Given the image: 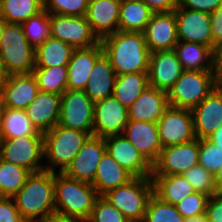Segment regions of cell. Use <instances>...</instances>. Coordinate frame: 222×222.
Returning <instances> with one entry per match:
<instances>
[{
    "label": "cell",
    "mask_w": 222,
    "mask_h": 222,
    "mask_svg": "<svg viewBox=\"0 0 222 222\" xmlns=\"http://www.w3.org/2000/svg\"><path fill=\"white\" fill-rule=\"evenodd\" d=\"M117 75L148 72L150 51L142 32L117 31L100 40Z\"/></svg>",
    "instance_id": "obj_1"
},
{
    "label": "cell",
    "mask_w": 222,
    "mask_h": 222,
    "mask_svg": "<svg viewBox=\"0 0 222 222\" xmlns=\"http://www.w3.org/2000/svg\"><path fill=\"white\" fill-rule=\"evenodd\" d=\"M13 199L25 222H44L55 215L54 172L31 173Z\"/></svg>",
    "instance_id": "obj_2"
},
{
    "label": "cell",
    "mask_w": 222,
    "mask_h": 222,
    "mask_svg": "<svg viewBox=\"0 0 222 222\" xmlns=\"http://www.w3.org/2000/svg\"><path fill=\"white\" fill-rule=\"evenodd\" d=\"M55 214L87 221L99 197L92 184L54 172Z\"/></svg>",
    "instance_id": "obj_3"
},
{
    "label": "cell",
    "mask_w": 222,
    "mask_h": 222,
    "mask_svg": "<svg viewBox=\"0 0 222 222\" xmlns=\"http://www.w3.org/2000/svg\"><path fill=\"white\" fill-rule=\"evenodd\" d=\"M0 65L6 76L30 74L35 68V49L21 24L6 22L0 40Z\"/></svg>",
    "instance_id": "obj_4"
},
{
    "label": "cell",
    "mask_w": 222,
    "mask_h": 222,
    "mask_svg": "<svg viewBox=\"0 0 222 222\" xmlns=\"http://www.w3.org/2000/svg\"><path fill=\"white\" fill-rule=\"evenodd\" d=\"M91 135L88 132L56 125L50 131L43 133L44 156L50 160V166L45 170L55 172L54 166L60 167L62 173ZM53 167H52V166Z\"/></svg>",
    "instance_id": "obj_5"
},
{
    "label": "cell",
    "mask_w": 222,
    "mask_h": 222,
    "mask_svg": "<svg viewBox=\"0 0 222 222\" xmlns=\"http://www.w3.org/2000/svg\"><path fill=\"white\" fill-rule=\"evenodd\" d=\"M152 194L151 177H134L126 185L108 191L103 197L130 222H143L146 205Z\"/></svg>",
    "instance_id": "obj_6"
},
{
    "label": "cell",
    "mask_w": 222,
    "mask_h": 222,
    "mask_svg": "<svg viewBox=\"0 0 222 222\" xmlns=\"http://www.w3.org/2000/svg\"><path fill=\"white\" fill-rule=\"evenodd\" d=\"M217 85L213 71H184L167 92L169 106L192 109Z\"/></svg>",
    "instance_id": "obj_7"
},
{
    "label": "cell",
    "mask_w": 222,
    "mask_h": 222,
    "mask_svg": "<svg viewBox=\"0 0 222 222\" xmlns=\"http://www.w3.org/2000/svg\"><path fill=\"white\" fill-rule=\"evenodd\" d=\"M44 156L43 135H26L12 139H0V159L22 166L31 173L45 170L39 164Z\"/></svg>",
    "instance_id": "obj_8"
},
{
    "label": "cell",
    "mask_w": 222,
    "mask_h": 222,
    "mask_svg": "<svg viewBox=\"0 0 222 222\" xmlns=\"http://www.w3.org/2000/svg\"><path fill=\"white\" fill-rule=\"evenodd\" d=\"M94 107L84 90H66L61 95L58 125L93 135Z\"/></svg>",
    "instance_id": "obj_9"
},
{
    "label": "cell",
    "mask_w": 222,
    "mask_h": 222,
    "mask_svg": "<svg viewBox=\"0 0 222 222\" xmlns=\"http://www.w3.org/2000/svg\"><path fill=\"white\" fill-rule=\"evenodd\" d=\"M51 36L74 49L88 48L100 43L85 16L50 14Z\"/></svg>",
    "instance_id": "obj_10"
},
{
    "label": "cell",
    "mask_w": 222,
    "mask_h": 222,
    "mask_svg": "<svg viewBox=\"0 0 222 222\" xmlns=\"http://www.w3.org/2000/svg\"><path fill=\"white\" fill-rule=\"evenodd\" d=\"M162 148L196 139L191 109L169 106L157 122Z\"/></svg>",
    "instance_id": "obj_11"
},
{
    "label": "cell",
    "mask_w": 222,
    "mask_h": 222,
    "mask_svg": "<svg viewBox=\"0 0 222 222\" xmlns=\"http://www.w3.org/2000/svg\"><path fill=\"white\" fill-rule=\"evenodd\" d=\"M199 139L161 149L152 175H179L198 164Z\"/></svg>",
    "instance_id": "obj_12"
},
{
    "label": "cell",
    "mask_w": 222,
    "mask_h": 222,
    "mask_svg": "<svg viewBox=\"0 0 222 222\" xmlns=\"http://www.w3.org/2000/svg\"><path fill=\"white\" fill-rule=\"evenodd\" d=\"M105 152L104 138L92 135L62 173L69 178L93 184L98 163Z\"/></svg>",
    "instance_id": "obj_13"
},
{
    "label": "cell",
    "mask_w": 222,
    "mask_h": 222,
    "mask_svg": "<svg viewBox=\"0 0 222 222\" xmlns=\"http://www.w3.org/2000/svg\"><path fill=\"white\" fill-rule=\"evenodd\" d=\"M178 41L194 42L213 49L210 14L177 5L174 10Z\"/></svg>",
    "instance_id": "obj_14"
},
{
    "label": "cell",
    "mask_w": 222,
    "mask_h": 222,
    "mask_svg": "<svg viewBox=\"0 0 222 222\" xmlns=\"http://www.w3.org/2000/svg\"><path fill=\"white\" fill-rule=\"evenodd\" d=\"M106 151L133 177H151L152 165L124 135L104 137Z\"/></svg>",
    "instance_id": "obj_15"
},
{
    "label": "cell",
    "mask_w": 222,
    "mask_h": 222,
    "mask_svg": "<svg viewBox=\"0 0 222 222\" xmlns=\"http://www.w3.org/2000/svg\"><path fill=\"white\" fill-rule=\"evenodd\" d=\"M128 123V109L113 95L95 103L93 135L107 137L122 134Z\"/></svg>",
    "instance_id": "obj_16"
},
{
    "label": "cell",
    "mask_w": 222,
    "mask_h": 222,
    "mask_svg": "<svg viewBox=\"0 0 222 222\" xmlns=\"http://www.w3.org/2000/svg\"><path fill=\"white\" fill-rule=\"evenodd\" d=\"M191 112L195 137L207 139L222 125V85H217Z\"/></svg>",
    "instance_id": "obj_17"
},
{
    "label": "cell",
    "mask_w": 222,
    "mask_h": 222,
    "mask_svg": "<svg viewBox=\"0 0 222 222\" xmlns=\"http://www.w3.org/2000/svg\"><path fill=\"white\" fill-rule=\"evenodd\" d=\"M143 33L151 53L174 50L178 43L174 11L153 13Z\"/></svg>",
    "instance_id": "obj_18"
},
{
    "label": "cell",
    "mask_w": 222,
    "mask_h": 222,
    "mask_svg": "<svg viewBox=\"0 0 222 222\" xmlns=\"http://www.w3.org/2000/svg\"><path fill=\"white\" fill-rule=\"evenodd\" d=\"M183 72L182 64L174 50L150 53L149 86L168 92Z\"/></svg>",
    "instance_id": "obj_19"
},
{
    "label": "cell",
    "mask_w": 222,
    "mask_h": 222,
    "mask_svg": "<svg viewBox=\"0 0 222 222\" xmlns=\"http://www.w3.org/2000/svg\"><path fill=\"white\" fill-rule=\"evenodd\" d=\"M122 134L151 165L158 160L162 145L157 123L128 120Z\"/></svg>",
    "instance_id": "obj_20"
},
{
    "label": "cell",
    "mask_w": 222,
    "mask_h": 222,
    "mask_svg": "<svg viewBox=\"0 0 222 222\" xmlns=\"http://www.w3.org/2000/svg\"><path fill=\"white\" fill-rule=\"evenodd\" d=\"M121 0H89L86 19L99 40L119 30Z\"/></svg>",
    "instance_id": "obj_21"
},
{
    "label": "cell",
    "mask_w": 222,
    "mask_h": 222,
    "mask_svg": "<svg viewBox=\"0 0 222 222\" xmlns=\"http://www.w3.org/2000/svg\"><path fill=\"white\" fill-rule=\"evenodd\" d=\"M61 95L39 91L25 111L38 132L50 131L59 123Z\"/></svg>",
    "instance_id": "obj_22"
},
{
    "label": "cell",
    "mask_w": 222,
    "mask_h": 222,
    "mask_svg": "<svg viewBox=\"0 0 222 222\" xmlns=\"http://www.w3.org/2000/svg\"><path fill=\"white\" fill-rule=\"evenodd\" d=\"M33 73L6 76L3 85V98L6 108L25 110L39 92Z\"/></svg>",
    "instance_id": "obj_23"
},
{
    "label": "cell",
    "mask_w": 222,
    "mask_h": 222,
    "mask_svg": "<svg viewBox=\"0 0 222 222\" xmlns=\"http://www.w3.org/2000/svg\"><path fill=\"white\" fill-rule=\"evenodd\" d=\"M101 43L75 49L67 65V90H84L96 60L103 54Z\"/></svg>",
    "instance_id": "obj_24"
},
{
    "label": "cell",
    "mask_w": 222,
    "mask_h": 222,
    "mask_svg": "<svg viewBox=\"0 0 222 222\" xmlns=\"http://www.w3.org/2000/svg\"><path fill=\"white\" fill-rule=\"evenodd\" d=\"M168 107L167 92L149 86L128 108V120L157 123Z\"/></svg>",
    "instance_id": "obj_25"
},
{
    "label": "cell",
    "mask_w": 222,
    "mask_h": 222,
    "mask_svg": "<svg viewBox=\"0 0 222 222\" xmlns=\"http://www.w3.org/2000/svg\"><path fill=\"white\" fill-rule=\"evenodd\" d=\"M117 74L110 60L103 53L95 62L89 75L85 94L93 103L104 100L113 95Z\"/></svg>",
    "instance_id": "obj_26"
},
{
    "label": "cell",
    "mask_w": 222,
    "mask_h": 222,
    "mask_svg": "<svg viewBox=\"0 0 222 222\" xmlns=\"http://www.w3.org/2000/svg\"><path fill=\"white\" fill-rule=\"evenodd\" d=\"M134 177L121 167L106 151L98 163L92 186L99 196L108 191L126 185Z\"/></svg>",
    "instance_id": "obj_27"
},
{
    "label": "cell",
    "mask_w": 222,
    "mask_h": 222,
    "mask_svg": "<svg viewBox=\"0 0 222 222\" xmlns=\"http://www.w3.org/2000/svg\"><path fill=\"white\" fill-rule=\"evenodd\" d=\"M174 51L184 71H212L213 69V49L209 46L178 41Z\"/></svg>",
    "instance_id": "obj_28"
},
{
    "label": "cell",
    "mask_w": 222,
    "mask_h": 222,
    "mask_svg": "<svg viewBox=\"0 0 222 222\" xmlns=\"http://www.w3.org/2000/svg\"><path fill=\"white\" fill-rule=\"evenodd\" d=\"M151 178L153 181V193L162 201L173 205L196 192L182 174L152 175Z\"/></svg>",
    "instance_id": "obj_29"
},
{
    "label": "cell",
    "mask_w": 222,
    "mask_h": 222,
    "mask_svg": "<svg viewBox=\"0 0 222 222\" xmlns=\"http://www.w3.org/2000/svg\"><path fill=\"white\" fill-rule=\"evenodd\" d=\"M153 13L141 0H121L119 31L143 33Z\"/></svg>",
    "instance_id": "obj_30"
},
{
    "label": "cell",
    "mask_w": 222,
    "mask_h": 222,
    "mask_svg": "<svg viewBox=\"0 0 222 222\" xmlns=\"http://www.w3.org/2000/svg\"><path fill=\"white\" fill-rule=\"evenodd\" d=\"M75 49L50 36L35 49V67L67 66Z\"/></svg>",
    "instance_id": "obj_31"
},
{
    "label": "cell",
    "mask_w": 222,
    "mask_h": 222,
    "mask_svg": "<svg viewBox=\"0 0 222 222\" xmlns=\"http://www.w3.org/2000/svg\"><path fill=\"white\" fill-rule=\"evenodd\" d=\"M147 87L148 72L117 75L113 96L128 109Z\"/></svg>",
    "instance_id": "obj_32"
},
{
    "label": "cell",
    "mask_w": 222,
    "mask_h": 222,
    "mask_svg": "<svg viewBox=\"0 0 222 222\" xmlns=\"http://www.w3.org/2000/svg\"><path fill=\"white\" fill-rule=\"evenodd\" d=\"M43 135L32 125L25 110L6 108L0 126V139Z\"/></svg>",
    "instance_id": "obj_33"
},
{
    "label": "cell",
    "mask_w": 222,
    "mask_h": 222,
    "mask_svg": "<svg viewBox=\"0 0 222 222\" xmlns=\"http://www.w3.org/2000/svg\"><path fill=\"white\" fill-rule=\"evenodd\" d=\"M43 10V0H0V16L9 23L22 24Z\"/></svg>",
    "instance_id": "obj_34"
},
{
    "label": "cell",
    "mask_w": 222,
    "mask_h": 222,
    "mask_svg": "<svg viewBox=\"0 0 222 222\" xmlns=\"http://www.w3.org/2000/svg\"><path fill=\"white\" fill-rule=\"evenodd\" d=\"M30 174L26 168L0 159V197L13 198Z\"/></svg>",
    "instance_id": "obj_35"
},
{
    "label": "cell",
    "mask_w": 222,
    "mask_h": 222,
    "mask_svg": "<svg viewBox=\"0 0 222 222\" xmlns=\"http://www.w3.org/2000/svg\"><path fill=\"white\" fill-rule=\"evenodd\" d=\"M33 74L40 91L62 95L67 90V66L35 67Z\"/></svg>",
    "instance_id": "obj_36"
},
{
    "label": "cell",
    "mask_w": 222,
    "mask_h": 222,
    "mask_svg": "<svg viewBox=\"0 0 222 222\" xmlns=\"http://www.w3.org/2000/svg\"><path fill=\"white\" fill-rule=\"evenodd\" d=\"M21 25L26 39L34 49L42 45L51 36L50 14L46 10L30 17Z\"/></svg>",
    "instance_id": "obj_37"
},
{
    "label": "cell",
    "mask_w": 222,
    "mask_h": 222,
    "mask_svg": "<svg viewBox=\"0 0 222 222\" xmlns=\"http://www.w3.org/2000/svg\"><path fill=\"white\" fill-rule=\"evenodd\" d=\"M143 222H185L176 206L162 201L154 193L149 197Z\"/></svg>",
    "instance_id": "obj_38"
},
{
    "label": "cell",
    "mask_w": 222,
    "mask_h": 222,
    "mask_svg": "<svg viewBox=\"0 0 222 222\" xmlns=\"http://www.w3.org/2000/svg\"><path fill=\"white\" fill-rule=\"evenodd\" d=\"M182 175L196 192L204 193L209 196L217 193L214 183V175L200 164L192 166Z\"/></svg>",
    "instance_id": "obj_39"
},
{
    "label": "cell",
    "mask_w": 222,
    "mask_h": 222,
    "mask_svg": "<svg viewBox=\"0 0 222 222\" xmlns=\"http://www.w3.org/2000/svg\"><path fill=\"white\" fill-rule=\"evenodd\" d=\"M89 0H43L49 14L86 16Z\"/></svg>",
    "instance_id": "obj_40"
},
{
    "label": "cell",
    "mask_w": 222,
    "mask_h": 222,
    "mask_svg": "<svg viewBox=\"0 0 222 222\" xmlns=\"http://www.w3.org/2000/svg\"><path fill=\"white\" fill-rule=\"evenodd\" d=\"M198 164L214 175L222 166V148L208 139L199 140Z\"/></svg>",
    "instance_id": "obj_41"
},
{
    "label": "cell",
    "mask_w": 222,
    "mask_h": 222,
    "mask_svg": "<svg viewBox=\"0 0 222 222\" xmlns=\"http://www.w3.org/2000/svg\"><path fill=\"white\" fill-rule=\"evenodd\" d=\"M86 222H130L103 196L95 201L91 215Z\"/></svg>",
    "instance_id": "obj_42"
},
{
    "label": "cell",
    "mask_w": 222,
    "mask_h": 222,
    "mask_svg": "<svg viewBox=\"0 0 222 222\" xmlns=\"http://www.w3.org/2000/svg\"><path fill=\"white\" fill-rule=\"evenodd\" d=\"M210 196L194 192L175 204L177 211L184 219L205 214Z\"/></svg>",
    "instance_id": "obj_43"
},
{
    "label": "cell",
    "mask_w": 222,
    "mask_h": 222,
    "mask_svg": "<svg viewBox=\"0 0 222 222\" xmlns=\"http://www.w3.org/2000/svg\"><path fill=\"white\" fill-rule=\"evenodd\" d=\"M177 5L188 10L210 14L222 6V0H177Z\"/></svg>",
    "instance_id": "obj_44"
},
{
    "label": "cell",
    "mask_w": 222,
    "mask_h": 222,
    "mask_svg": "<svg viewBox=\"0 0 222 222\" xmlns=\"http://www.w3.org/2000/svg\"><path fill=\"white\" fill-rule=\"evenodd\" d=\"M0 222H25L13 198L0 197Z\"/></svg>",
    "instance_id": "obj_45"
},
{
    "label": "cell",
    "mask_w": 222,
    "mask_h": 222,
    "mask_svg": "<svg viewBox=\"0 0 222 222\" xmlns=\"http://www.w3.org/2000/svg\"><path fill=\"white\" fill-rule=\"evenodd\" d=\"M205 214L208 222H222V193L210 196Z\"/></svg>",
    "instance_id": "obj_46"
},
{
    "label": "cell",
    "mask_w": 222,
    "mask_h": 222,
    "mask_svg": "<svg viewBox=\"0 0 222 222\" xmlns=\"http://www.w3.org/2000/svg\"><path fill=\"white\" fill-rule=\"evenodd\" d=\"M210 24L214 49L215 46L222 43V6L210 13Z\"/></svg>",
    "instance_id": "obj_47"
},
{
    "label": "cell",
    "mask_w": 222,
    "mask_h": 222,
    "mask_svg": "<svg viewBox=\"0 0 222 222\" xmlns=\"http://www.w3.org/2000/svg\"><path fill=\"white\" fill-rule=\"evenodd\" d=\"M154 13L172 12L177 8V0H141Z\"/></svg>",
    "instance_id": "obj_48"
},
{
    "label": "cell",
    "mask_w": 222,
    "mask_h": 222,
    "mask_svg": "<svg viewBox=\"0 0 222 222\" xmlns=\"http://www.w3.org/2000/svg\"><path fill=\"white\" fill-rule=\"evenodd\" d=\"M215 79L218 85H222V43L213 49V69Z\"/></svg>",
    "instance_id": "obj_49"
},
{
    "label": "cell",
    "mask_w": 222,
    "mask_h": 222,
    "mask_svg": "<svg viewBox=\"0 0 222 222\" xmlns=\"http://www.w3.org/2000/svg\"><path fill=\"white\" fill-rule=\"evenodd\" d=\"M207 139L222 148V125Z\"/></svg>",
    "instance_id": "obj_50"
},
{
    "label": "cell",
    "mask_w": 222,
    "mask_h": 222,
    "mask_svg": "<svg viewBox=\"0 0 222 222\" xmlns=\"http://www.w3.org/2000/svg\"><path fill=\"white\" fill-rule=\"evenodd\" d=\"M44 222H86L84 220L76 219V218H69V217H63L59 215H52Z\"/></svg>",
    "instance_id": "obj_51"
},
{
    "label": "cell",
    "mask_w": 222,
    "mask_h": 222,
    "mask_svg": "<svg viewBox=\"0 0 222 222\" xmlns=\"http://www.w3.org/2000/svg\"><path fill=\"white\" fill-rule=\"evenodd\" d=\"M214 183H215L217 193H222V166L214 174Z\"/></svg>",
    "instance_id": "obj_52"
},
{
    "label": "cell",
    "mask_w": 222,
    "mask_h": 222,
    "mask_svg": "<svg viewBox=\"0 0 222 222\" xmlns=\"http://www.w3.org/2000/svg\"><path fill=\"white\" fill-rule=\"evenodd\" d=\"M185 222H208L206 214H201L198 216H193L190 218L185 219Z\"/></svg>",
    "instance_id": "obj_53"
},
{
    "label": "cell",
    "mask_w": 222,
    "mask_h": 222,
    "mask_svg": "<svg viewBox=\"0 0 222 222\" xmlns=\"http://www.w3.org/2000/svg\"><path fill=\"white\" fill-rule=\"evenodd\" d=\"M5 109H6V105L4 103V98H3V95L0 94V126L2 123V118L4 116Z\"/></svg>",
    "instance_id": "obj_54"
},
{
    "label": "cell",
    "mask_w": 222,
    "mask_h": 222,
    "mask_svg": "<svg viewBox=\"0 0 222 222\" xmlns=\"http://www.w3.org/2000/svg\"><path fill=\"white\" fill-rule=\"evenodd\" d=\"M6 78V74L4 73L3 67L0 65V94L3 92V85Z\"/></svg>",
    "instance_id": "obj_55"
},
{
    "label": "cell",
    "mask_w": 222,
    "mask_h": 222,
    "mask_svg": "<svg viewBox=\"0 0 222 222\" xmlns=\"http://www.w3.org/2000/svg\"><path fill=\"white\" fill-rule=\"evenodd\" d=\"M6 21L0 16V40L3 32V28L5 26Z\"/></svg>",
    "instance_id": "obj_56"
}]
</instances>
